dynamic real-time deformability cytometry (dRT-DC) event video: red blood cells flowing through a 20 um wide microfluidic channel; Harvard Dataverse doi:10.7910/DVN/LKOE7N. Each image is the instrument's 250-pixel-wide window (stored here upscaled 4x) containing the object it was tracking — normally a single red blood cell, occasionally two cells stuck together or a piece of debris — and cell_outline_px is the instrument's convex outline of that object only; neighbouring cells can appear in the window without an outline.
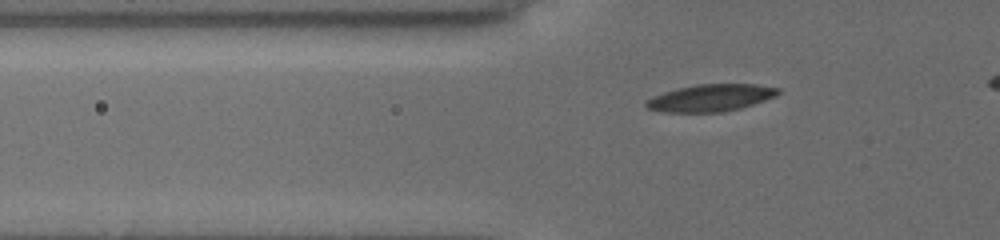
{"species": "common noctule bat (a hibernating species)", "species_latin": "Nyctalus noctula", "temperature_condition": "cold", "stored_images_in_passage": 45, "camera_frame_rate_fps": 3000, "um_per_image_px": 0.085, "animal": {"sex": "female", "body_mass_g": 19.5, "forearm_length_mm": 54.1}, "frame": {"image": 1, "passage_image": 14, "time_ms": 4.333, "image_size_px": [1000, 240], "cell_outline_px": [[780, 92], [776, 96], [740, 108], [720, 112], [664, 112], [648, 108], [644, 104], [644, 100], [652, 96], [664, 92], [696, 84], [756, 84], [780, 88]], "centroid_in_image_um": [60.39, 8.31], "position_along_channel_um": 65.4, "area_um2": 20.75}}
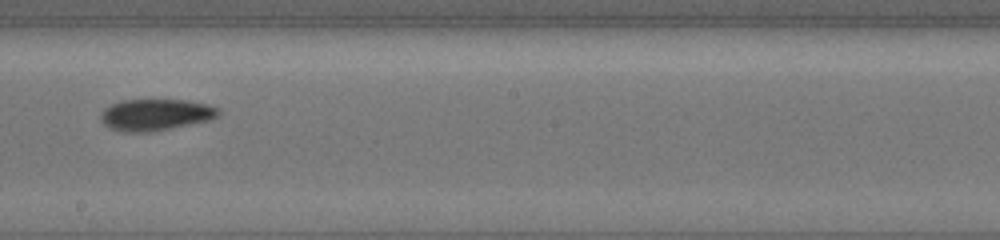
{"frame": {"image": 2, "passage_image": 28, "time_ms": 9.0, "image_size_px": [1000, 240], "cell_outline_px": [[220, 112], [216, 116], [208, 120], [168, 128], [144, 132], [128, 132], [112, 128], [104, 124], [100, 116], [104, 108], [120, 100], [188, 100], [208, 104], [220, 108]], "centroid_in_image_um": [13.23, 9.73], "position_along_channel_um": 235.0, "area_um2": 21.21}}
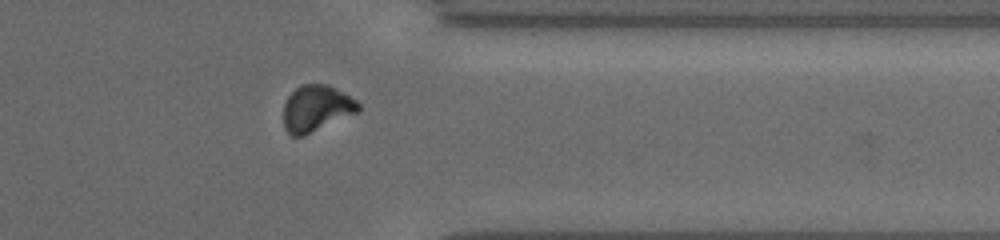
{"frame": {"image": 3, "passage_image": 40, "time_ms": 13.0, "image_size_px": [1000, 240], "cell_outline_px": [[360, 112], [304, 136], [292, 136], [284, 128], [284, 104], [288, 96], [300, 84], [328, 84], [344, 92], [356, 100], [360, 104]], "centroid_in_image_um": [26.91, 9.21], "position_along_channel_um": 384.5, "area_um2": 20.46}}